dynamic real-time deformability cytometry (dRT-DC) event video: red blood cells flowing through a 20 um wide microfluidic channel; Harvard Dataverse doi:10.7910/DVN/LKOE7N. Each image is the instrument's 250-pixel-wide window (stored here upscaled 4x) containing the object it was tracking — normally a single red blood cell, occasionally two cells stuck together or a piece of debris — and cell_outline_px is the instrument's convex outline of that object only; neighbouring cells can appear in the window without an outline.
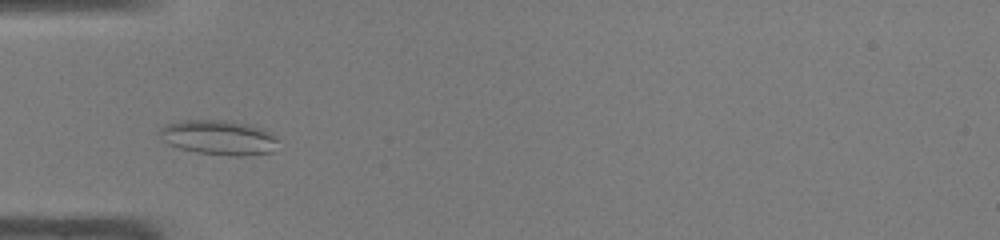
{"species": "common noctule bat (a hibernating species)", "species_latin": "Nyctalus noctula", "temperature_condition": "warm", "stored_images_in_passage": 40, "camera_frame_rate_fps": 3000, "um_per_image_px": 0.085, "animal": {"sex": "male", "body_mass_g": 19.0, "forearm_length_mm": 50.8}, "frame": {"image": 1, "passage_image": 8, "time_ms": 2.333, "image_size_px": [1000, 240], "cell_outline_px": [[276, 140], [272, 152], [248, 156], [228, 156], [196, 152], [180, 148], [168, 144], [160, 140], [156, 132], [164, 124], [184, 120], [232, 120], [264, 128], [276, 136]], "centroid_in_image_um": [18.54, 11.68], "position_along_channel_um": 66.5, "area_um2": 24.45}}
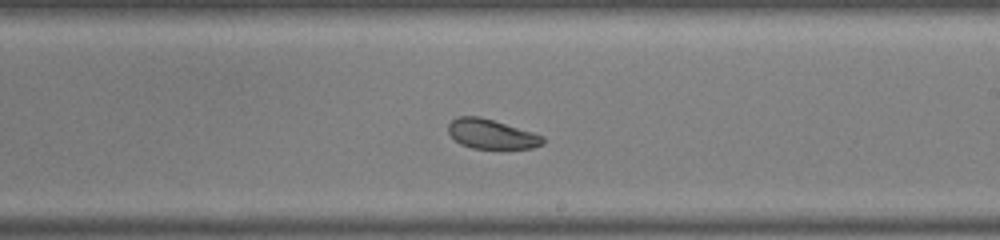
{"frame": {"image": 2, "passage_image": 21, "time_ms": 6.667, "image_size_px": [1000, 240], "cell_outline_px": [[544, 144], [532, 148], [472, 148], [460, 144], [448, 132], [448, 124], [456, 116], [480, 116], [532, 132], [544, 136]], "centroid_in_image_um": [41.76, 11.39], "position_along_channel_um": 247.2, "area_um2": 16.18}}
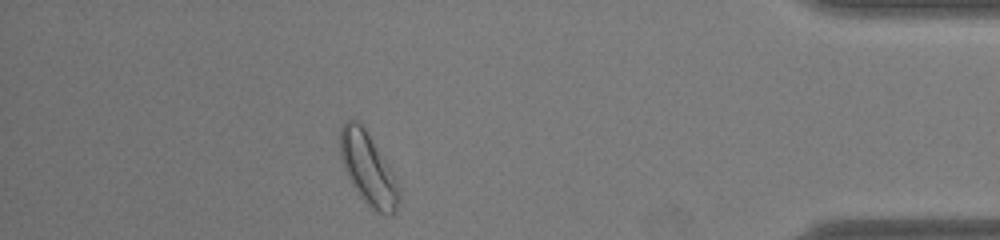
{"frame": {"image": 3, "passage_image": 35, "time_ms": 11.333, "image_size_px": [1000, 240], "cell_outline_px": [[400, 200], [396, 212], [392, 216], [384, 216], [376, 212], [360, 196], [352, 184], [344, 168], [340, 156], [340, 128], [344, 120], [356, 120], [364, 128], [388, 164], [400, 188]], "centroid_in_image_um": [31.31, 14.39], "position_along_channel_um": 403.9, "area_um2": 24.68}, "authors_computed_cell_mechanics": {"area_um2": 19.4786, "velocity_mm_per_s": 4.2023, "shape_relaxation_time_tau1_ms": 6.1689, "shape_relaxation_time_tau2_ms": 1.648, "deformation_change_tau1": 0.1096, "deformation_change_tau2": 0.0748}}